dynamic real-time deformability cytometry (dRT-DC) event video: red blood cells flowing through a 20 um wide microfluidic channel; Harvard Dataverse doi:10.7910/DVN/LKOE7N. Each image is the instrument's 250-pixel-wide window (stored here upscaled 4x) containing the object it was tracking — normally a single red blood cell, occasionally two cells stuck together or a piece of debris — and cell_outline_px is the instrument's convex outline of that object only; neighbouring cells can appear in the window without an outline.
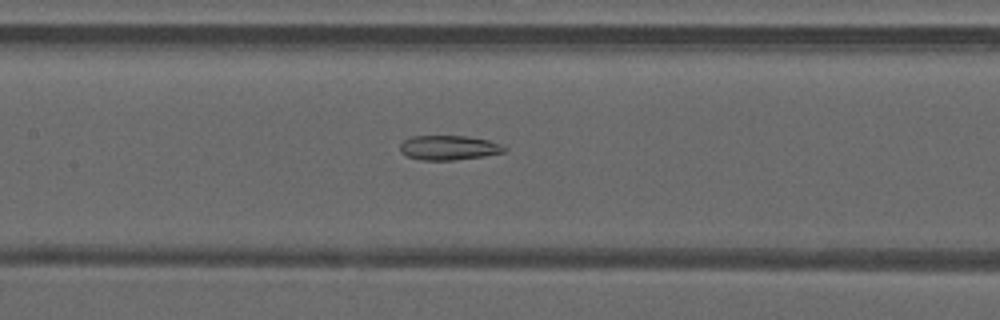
{"species": "common noctule bat (a hibernating species)", "species_latin": "Nyctalus noctula", "temperature_condition": "warm", "stored_images_in_passage": 33, "camera_frame_rate_fps": 3000, "um_per_image_px": 0.085, "animal": {"sex": "male", "forearm_length_mm": 52.5}, "frame": {"image": 1, "passage_image": 12, "time_ms": 3.667, "image_size_px": [1000, 320], "cell_outline_px": [[504, 152], [484, 156], [456, 160], [420, 160], [408, 156], [400, 152], [400, 144], [404, 140], [412, 136], [464, 136], [488, 140], [504, 148]], "centroid_in_image_um": [38.07, 12.56], "position_along_channel_um": 169.3, "area_um2": 14.68}}
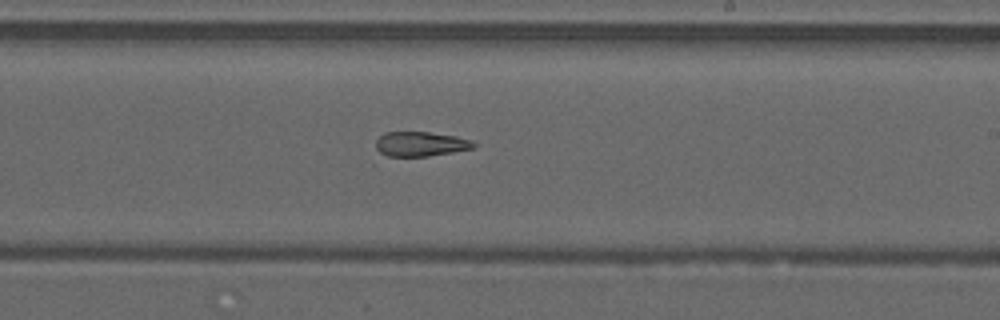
{"frame": {"image": 2, "passage_image": 18, "time_ms": 5.667, "image_size_px": [1000, 320], "cell_outline_px": [[476, 144], [472, 148], [452, 152], [428, 156], [380, 156], [376, 148], [376, 140], [384, 132], [428, 132], [456, 136], [472, 140]], "centroid_in_image_um": [35.7, 12.24], "position_along_channel_um": 253.3, "area_um2": 14.1}}
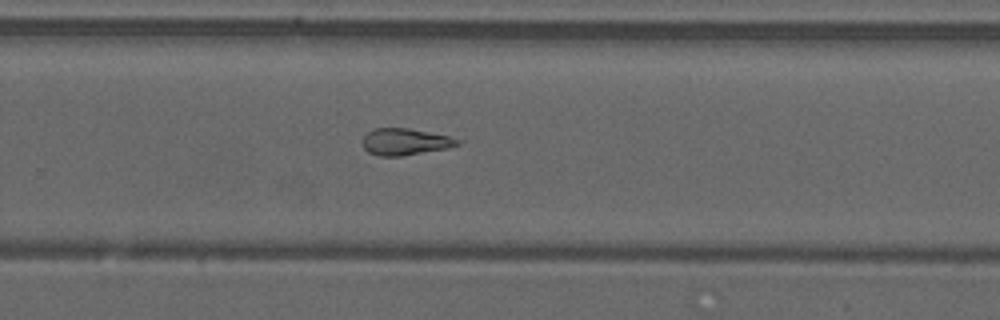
{"frame": {"image": 3, "passage_image": 21, "time_ms": 6.667, "image_size_px": [1000, 320], "cell_outline_px": [[464, 140], [460, 144], [448, 148], [400, 156], [380, 156], [368, 152], [364, 148], [364, 136], [368, 132], [376, 128], [408, 128], [448, 136]], "centroid_in_image_um": [34.47, 12.05], "position_along_channel_um": 295.3, "area_um2": 14.62}, "authors_computed_cell_mechanics": {"area_um2": 15.1436, "velocity_mm_per_s": 4.2215, "shape_relaxation_time_tau1_ms": null, "shape_relaxation_time_tau2_ms": 2.7583, "deformation_change_tau1": null, "deformation_change_tau2": 0.117}}